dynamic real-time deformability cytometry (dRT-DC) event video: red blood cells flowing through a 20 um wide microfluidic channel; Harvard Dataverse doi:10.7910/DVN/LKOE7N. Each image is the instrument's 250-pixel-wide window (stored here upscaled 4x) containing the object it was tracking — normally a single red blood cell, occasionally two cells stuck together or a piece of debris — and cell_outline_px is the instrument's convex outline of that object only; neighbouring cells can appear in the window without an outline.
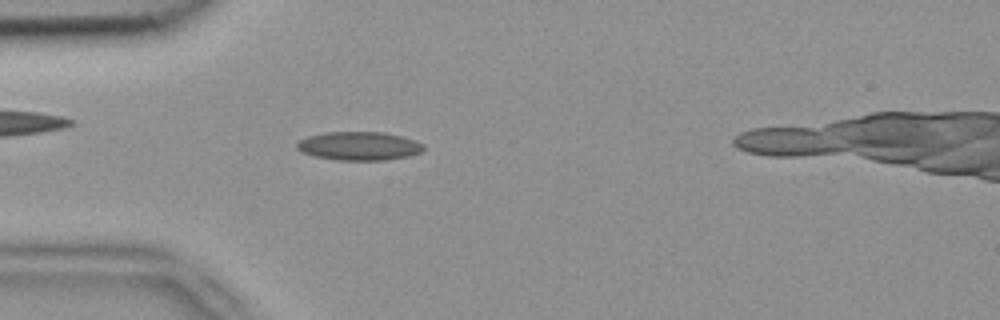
{"species": "common noctule bat (a hibernating species)", "species_latin": "Nyctalus noctula", "temperature_condition": "room temperature", "stored_images_in_passage": 3, "camera_frame_rate_fps": 3000, "um_per_image_px": 0.085, "animal": {"sex": "female", "body_mass_g": 18.4}, "frame": {"image": 1, "passage_image": 3, "time_ms": 0.667, "image_size_px": [1000, 320], "cell_outline_px": [[424, 148], [420, 152], [408, 156], [384, 160], [336, 160], [316, 156], [300, 152], [296, 148], [296, 144], [300, 140], [308, 136], [324, 132], [384, 132], [416, 140], [424, 144]], "centroid_in_image_um": [30.51, 12.4], "position_along_channel_um": 54.5, "area_um2": 21.1}}